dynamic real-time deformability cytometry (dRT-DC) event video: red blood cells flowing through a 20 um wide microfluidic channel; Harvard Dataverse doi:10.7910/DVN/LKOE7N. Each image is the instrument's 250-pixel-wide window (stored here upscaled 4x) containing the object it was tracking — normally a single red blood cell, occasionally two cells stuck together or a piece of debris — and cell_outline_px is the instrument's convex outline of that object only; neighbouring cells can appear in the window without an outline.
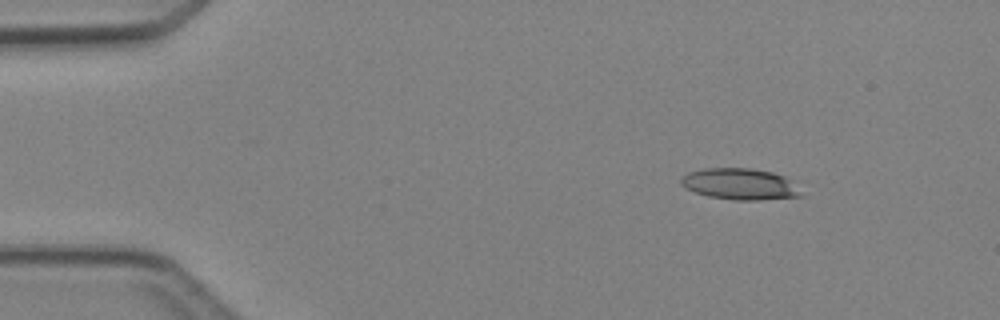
{"species": "Egyptian fruit bat (a non-hibernating species)", "species_latin": "Rousettus aegyptiacus", "temperature_condition": "cold", "stored_images_in_passage": 3, "camera_frame_rate_fps": 3000, "um_per_image_px": 0.085, "animal": {"sex": "female"}, "frame": {"image": 1, "passage_image": 1, "time_ms": 0.0, "image_size_px": [1000, 320], "cell_outline_px": [[804, 196], [760, 200], [736, 200], [708, 196], [684, 188], [680, 184], [680, 180], [688, 172], [704, 168], [748, 168], [772, 172], [784, 176]], "centroid_in_image_um": [62.84, 15.65], "position_along_channel_um": 22.2, "area_um2": 21.68}}